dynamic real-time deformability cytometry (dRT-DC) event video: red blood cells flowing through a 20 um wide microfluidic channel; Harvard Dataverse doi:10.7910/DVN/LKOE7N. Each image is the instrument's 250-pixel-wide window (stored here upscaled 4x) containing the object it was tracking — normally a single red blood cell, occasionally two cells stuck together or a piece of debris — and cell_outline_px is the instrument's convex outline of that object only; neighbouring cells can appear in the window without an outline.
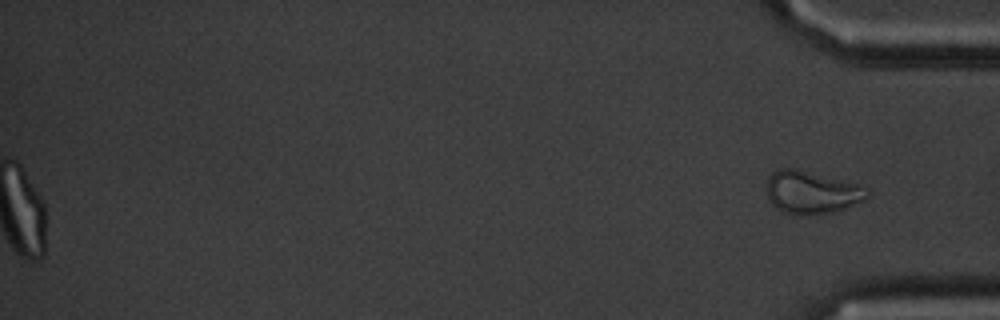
{"species": "common noctule bat (a hibernating species)", "species_latin": "Nyctalus noctula", "temperature_condition": "cold", "stored_images_in_passage": 59, "segment_of_instrument_passage": [2, 2], "camera_frame_rate_fps": 3000, "um_per_image_px": 0.085, "animal": {"sex": "male", "body_mass_g": 20.1, "forearm_length_mm": 53.5}, "frame": {"image": 1, "passage_image": 59, "time_ms": 19.333, "image_size_px": [1000, 320], "cell_outline_px": [[868, 196], [864, 200], [844, 208], [832, 212], [800, 216], [784, 212], [776, 208], [768, 200], [768, 176], [776, 168], [796, 168], [860, 184], [868, 192]], "centroid_in_image_um": [68.96, 16.34], "position_along_channel_um": 366.2, "area_um2": 25.09}}